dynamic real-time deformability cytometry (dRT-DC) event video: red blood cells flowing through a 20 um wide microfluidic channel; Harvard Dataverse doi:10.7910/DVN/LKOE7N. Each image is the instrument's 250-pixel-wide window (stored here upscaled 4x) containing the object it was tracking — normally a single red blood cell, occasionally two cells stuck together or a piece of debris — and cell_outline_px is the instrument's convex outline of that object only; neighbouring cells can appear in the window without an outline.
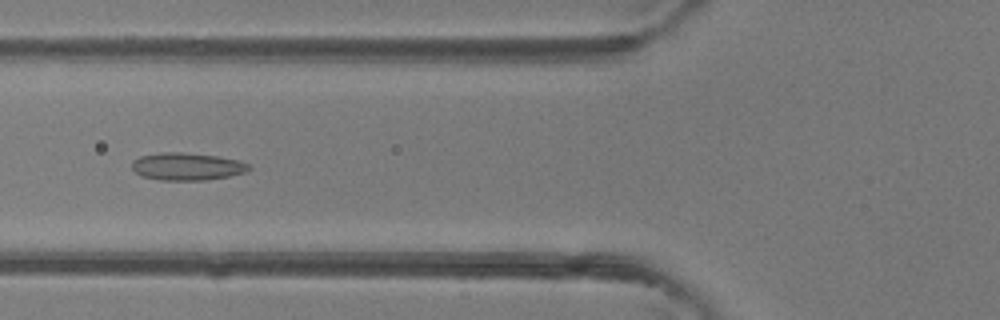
{"species": "common noctule bat (a hibernating species)", "species_latin": "Nyctalus noctula", "temperature_condition": "room temperature", "stored_images_in_passage": 33, "camera_frame_rate_fps": 3000, "um_per_image_px": 0.085, "animal": {"sex": "female"}, "frame": {"image": 1, "passage_image": 6, "time_ms": 1.667, "image_size_px": [1000, 320], "cell_outline_px": [[252, 168], [244, 172], [228, 176], [204, 180], [160, 180], [140, 176], [132, 168], [132, 160], [140, 156], [160, 152], [180, 152], [216, 156], [236, 160], [248, 164]], "centroid_in_image_um": [15.84, 14.15], "position_along_channel_um": 110.0, "area_um2": 18.61}}
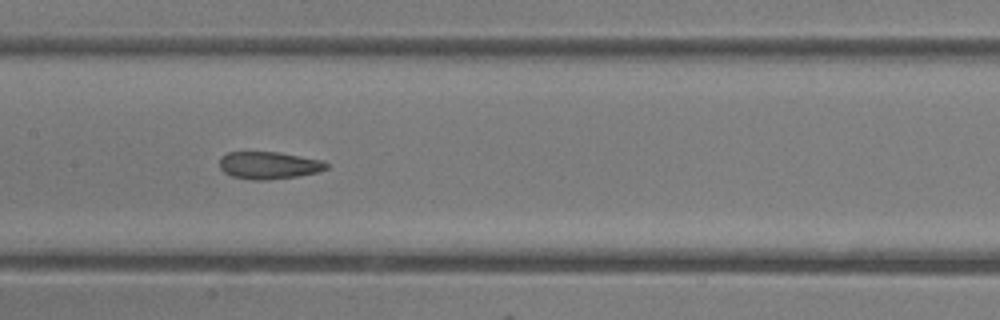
{"frame": {"image": 2, "passage_image": 11, "time_ms": 3.333, "image_size_px": [1000, 320], "cell_outline_px": [[328, 168], [316, 172], [296, 176], [268, 180], [252, 180], [232, 176], [224, 172], [220, 168], [220, 156], [228, 152], [280, 152], [324, 160], [328, 164]], "centroid_in_image_um": [22.85, 14.04], "position_along_channel_um": 184.5, "area_um2": 17.11}}
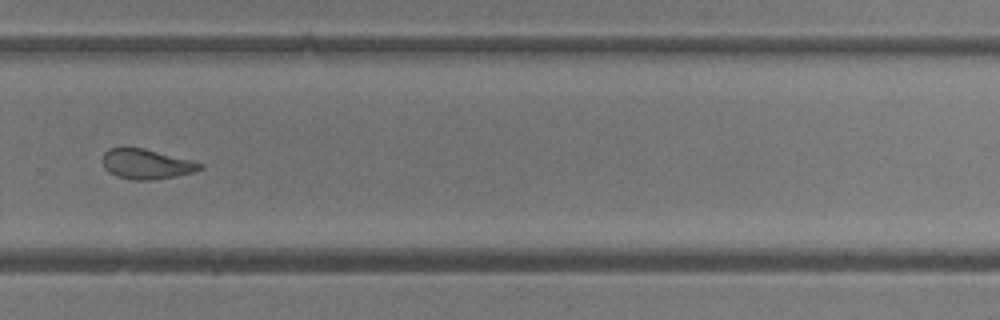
{"frame": {"image": 3, "passage_image": 20, "time_ms": 6.333, "image_size_px": [1000, 320], "cell_outline_px": [[204, 168], [192, 172], [152, 180], [132, 180], [116, 176], [108, 172], [104, 168], [104, 152], [108, 148], [144, 148], [192, 160], [204, 164]], "centroid_in_image_um": [12.45, 13.94], "position_along_channel_um": 317.4, "area_um2": 16.88}, "authors_computed_cell_mechanics": {"area_um2": 18.3226, "velocity_mm_per_s": 4.4484, "shape_relaxation_time_tau1_ms": 6.7305, "shape_relaxation_time_tau2_ms": 1.7421, "deformation_change_tau1": 0.1807, "deformation_change_tau2": 0.0926}}